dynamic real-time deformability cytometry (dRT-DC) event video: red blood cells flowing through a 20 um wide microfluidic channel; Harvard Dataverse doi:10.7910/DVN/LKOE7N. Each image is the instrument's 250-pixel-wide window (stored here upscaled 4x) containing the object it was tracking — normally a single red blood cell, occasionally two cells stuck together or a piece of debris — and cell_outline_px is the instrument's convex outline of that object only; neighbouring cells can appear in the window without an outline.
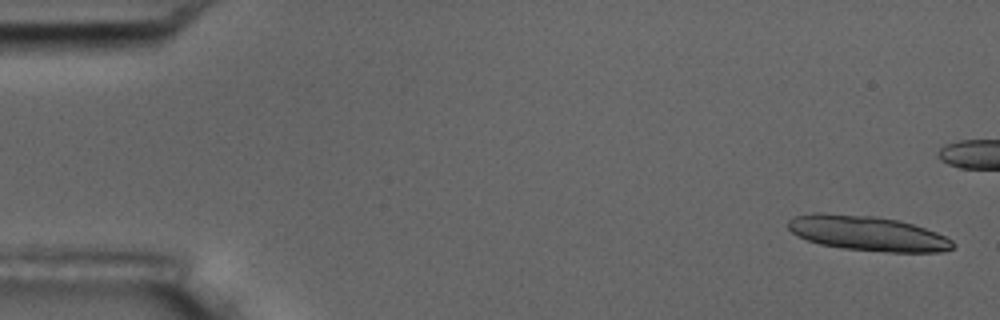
{"species": "common noctule bat (a hibernating species)", "species_latin": "Nyctalus noctula", "temperature_condition": "room temperature", "stored_images_in_passage": 8, "camera_frame_rate_fps": 3000, "um_per_image_px": 0.085, "animal": {"sex": "male", "body_mass_g": 17.5, "forearm_length_mm": 52.3}, "frame": {"image": 1, "passage_image": 1, "time_ms": 0.0, "image_size_px": [1000, 320], "cell_outline_px": [[956, 244], [952, 248], [940, 252], [888, 252], [844, 248], [820, 244], [796, 236], [788, 228], [788, 220], [792, 216], [812, 212], [824, 212], [876, 216], [896, 220], [912, 224], [936, 232], [952, 240]], "centroid_in_image_um": [73.69, 19.82], "position_along_channel_um": 11.3, "area_um2": 33.64}}